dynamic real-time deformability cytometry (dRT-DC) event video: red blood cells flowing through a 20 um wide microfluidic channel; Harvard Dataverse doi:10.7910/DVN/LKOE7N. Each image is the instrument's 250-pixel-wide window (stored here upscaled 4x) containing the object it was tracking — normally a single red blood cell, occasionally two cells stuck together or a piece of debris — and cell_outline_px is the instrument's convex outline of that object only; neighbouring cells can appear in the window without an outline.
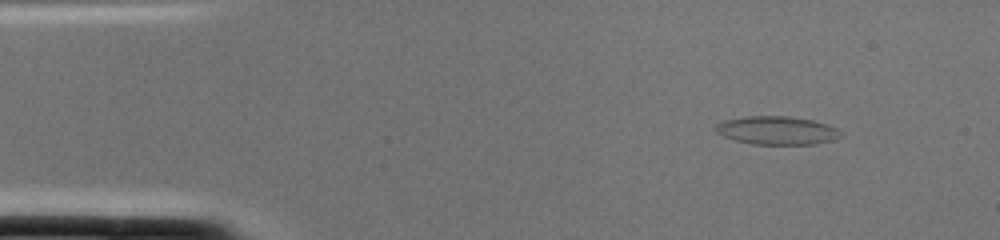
{"species": "common noctule bat (a hibernating species)", "species_latin": "Nyctalus noctula", "temperature_condition": "cold", "stored_images_in_passage": 1, "camera_frame_rate_fps": 3000, "um_per_image_px": 0.085, "animal": {"sex": "female", "body_mass_g": 22.0, "forearm_length_mm": 56.7}, "frame": {"image": 1, "passage_image": 1, "time_ms": 0.0, "image_size_px": [1000, 240], "cell_outline_px": [[844, 136], [832, 140], [816, 144], [752, 144], [736, 140], [724, 136], [716, 132], [712, 128], [716, 124], [724, 120], [744, 116], [792, 116], [812, 120], [828, 124], [836, 128]], "centroid_in_image_um": [66.03, 11.08], "position_along_channel_um": 19.0, "area_um2": 20.81}}